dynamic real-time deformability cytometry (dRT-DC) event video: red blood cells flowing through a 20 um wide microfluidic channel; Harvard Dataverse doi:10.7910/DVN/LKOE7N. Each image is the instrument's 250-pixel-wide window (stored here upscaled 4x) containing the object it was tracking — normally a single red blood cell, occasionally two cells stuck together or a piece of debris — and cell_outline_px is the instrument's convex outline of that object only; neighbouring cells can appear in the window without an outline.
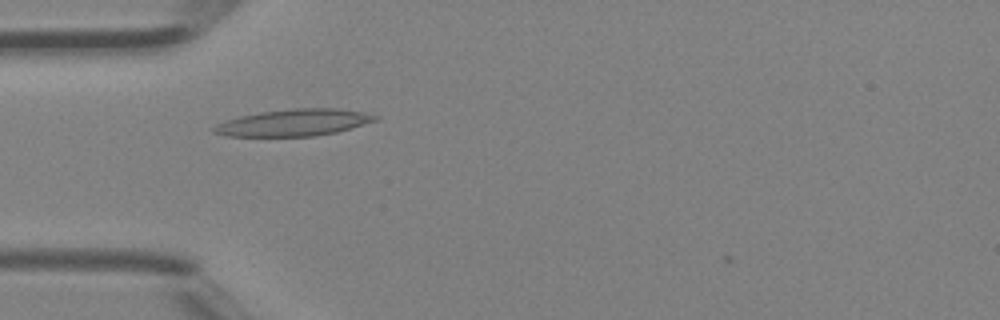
{"species": "Egyptian fruit bat (a non-hibernating species)", "species_latin": "Rousettus aegyptiacus", "temperature_condition": "room temperature", "stored_images_in_passage": 34, "camera_frame_rate_fps": 3000, "um_per_image_px": 0.085, "animal": {"sex": "female"}, "frame": {"image": 1, "passage_image": 3, "time_ms": 0.667, "image_size_px": [1000, 320], "cell_outline_px": [[376, 120], [336, 132], [316, 136], [228, 136], [212, 132], [212, 128], [216, 124], [240, 116], [260, 112], [292, 108], [336, 108], [364, 112], [376, 116]], "centroid_in_image_um": [24.94, 10.42], "position_along_channel_um": 60.1, "area_um2": 24.91}}
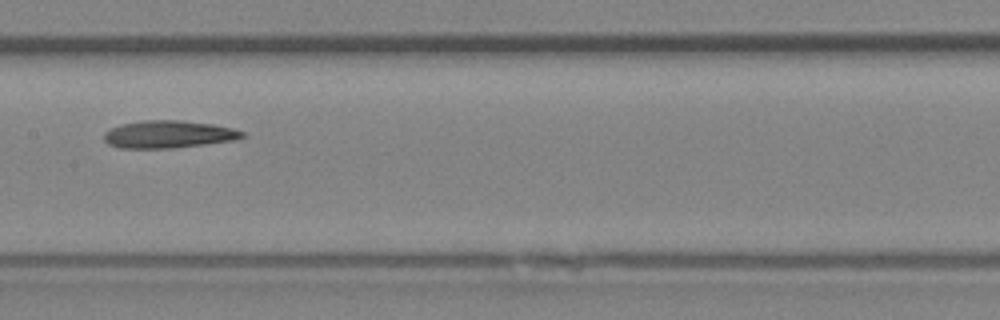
{"frame": {"image": 2, "passage_image": 12, "time_ms": 3.667, "image_size_px": [1000, 320], "cell_outline_px": [[244, 136], [236, 140], [172, 148], [120, 148], [108, 144], [104, 140], [104, 132], [120, 124], [140, 120], [180, 120], [212, 124], [232, 128], [244, 132]], "centroid_in_image_um": [14.29, 11.41], "position_along_channel_um": 193.1, "area_um2": 22.14}}
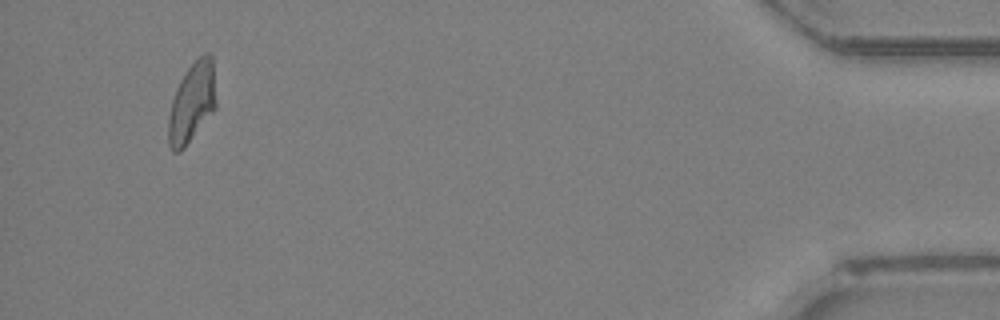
{"frame": {"image": 3, "passage_image": 32, "time_ms": 10.333, "image_size_px": [1000, 320], "cell_outline_px": [[216, 108], [184, 148], [180, 152], [172, 152], [168, 144], [168, 116], [172, 100], [176, 88], [180, 80], [188, 68], [204, 52], [208, 52], [212, 56], [216, 100]], "centroid_in_image_um": [16.31, 8.73], "position_along_channel_um": 418.9, "area_um2": 22.2}, "authors_computed_cell_mechanics": {"area_um2": 22.1374, "velocity_mm_per_s": 4.5374, "shape_relaxation_time_tau1_ms": 7.4492, "shape_relaxation_time_tau2_ms": 4.3993, "deformation_change_tau1": 0.2226, "deformation_change_tau2": 0.133}}